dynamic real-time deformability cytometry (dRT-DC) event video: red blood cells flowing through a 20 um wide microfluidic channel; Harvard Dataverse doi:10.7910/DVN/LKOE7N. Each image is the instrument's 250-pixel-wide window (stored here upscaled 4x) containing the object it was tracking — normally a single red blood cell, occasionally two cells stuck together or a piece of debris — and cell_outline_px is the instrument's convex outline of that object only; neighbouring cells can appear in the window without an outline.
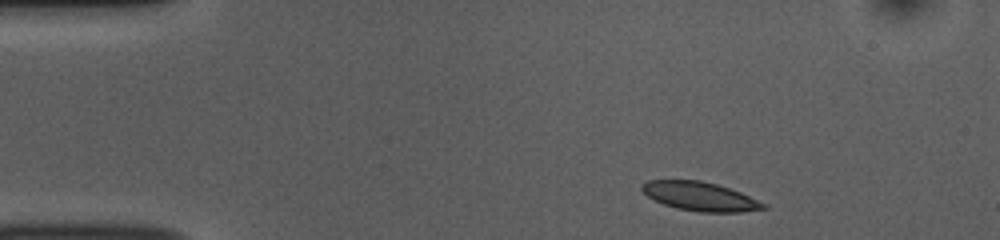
{"species": "common noctule bat (a hibernating species)", "species_latin": "Nyctalus noctula", "temperature_condition": "room temperature", "stored_images_in_passage": 46, "camera_frame_rate_fps": 3000, "um_per_image_px": 0.085, "animal": {"sex": "female", "body_mass_g": 10.0, "forearm_length_mm": 53.1}, "frame": {"image": 1, "passage_image": 1, "time_ms": 0.0, "image_size_px": [1000, 240], "cell_outline_px": [[768, 208], [740, 212], [700, 212], [676, 208], [664, 204], [648, 196], [640, 188], [640, 184], [648, 180], [700, 180], [716, 184], [740, 192], [764, 204]], "centroid_in_image_um": [59.46, 16.69], "position_along_channel_um": 25.5, "area_um2": 20.17}}
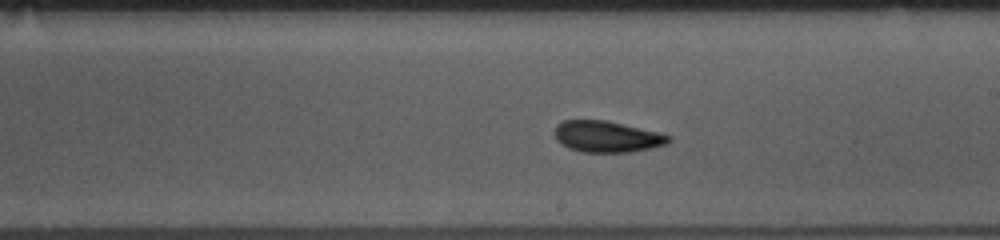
{"frame": {"image": 2, "passage_image": 23, "time_ms": 7.333, "image_size_px": [1000, 240], "cell_outline_px": [[672, 140], [664, 144], [652, 148], [628, 152], [584, 152], [568, 148], [556, 140], [556, 124], [564, 120], [608, 120], [672, 136]], "centroid_in_image_um": [51.58, 11.61], "position_along_channel_um": 237.4, "area_um2": 20.63}}
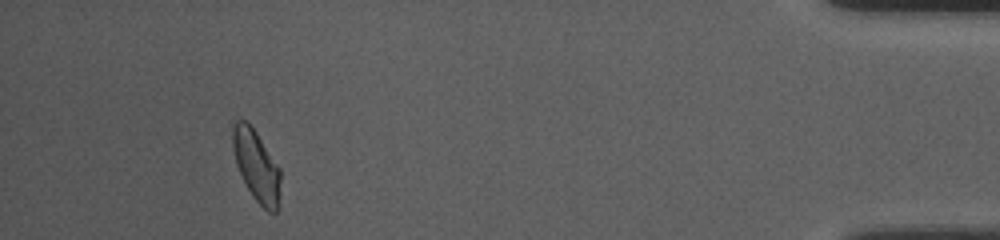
{"frame": {"image": 3, "passage_image": 42, "time_ms": 13.667, "image_size_px": [1000, 240], "cell_outline_px": [[280, 200], [276, 212], [268, 212], [252, 196], [236, 164], [232, 144], [232, 124], [236, 120], [248, 120], [280, 168]], "centroid_in_image_um": [21.8, 14.07], "position_along_channel_um": 413.4, "area_um2": 19.83}, "authors_computed_cell_mechanics": {"area_um2": 20.2589, "velocity_mm_per_s": 3.7682, "shape_relaxation_time_tau1_ms": 4.6828, "shape_relaxation_time_tau2_ms": 4.8717, "deformation_change_tau1": 0.1068, "deformation_change_tau2": 0.0762}}